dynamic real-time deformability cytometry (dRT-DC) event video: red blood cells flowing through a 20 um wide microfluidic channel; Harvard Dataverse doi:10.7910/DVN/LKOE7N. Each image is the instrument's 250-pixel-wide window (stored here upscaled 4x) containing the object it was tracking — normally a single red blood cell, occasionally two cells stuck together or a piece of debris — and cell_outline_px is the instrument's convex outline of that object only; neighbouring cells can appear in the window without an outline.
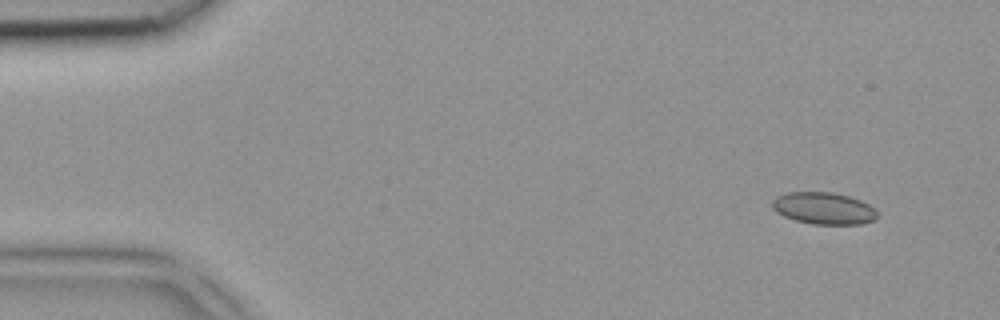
{"species": "common noctule bat (a hibernating species)", "species_latin": "Nyctalus noctula", "temperature_condition": "room temperature", "stored_images_in_passage": 3, "camera_frame_rate_fps": 3000, "um_per_image_px": 0.085, "animal": {"sex": "female", "body_mass_g": 18.4}, "frame": {"image": 1, "passage_image": 1, "time_ms": 0.0, "image_size_px": [1000, 320], "cell_outline_px": [[876, 220], [860, 224], [812, 224], [796, 220], [784, 216], [776, 212], [772, 208], [772, 200], [776, 196], [784, 192], [832, 192], [848, 196], [860, 200], [868, 204], [876, 212]], "centroid_in_image_um": [69.97, 17.7], "position_along_channel_um": 15.0, "area_um2": 19.54}}
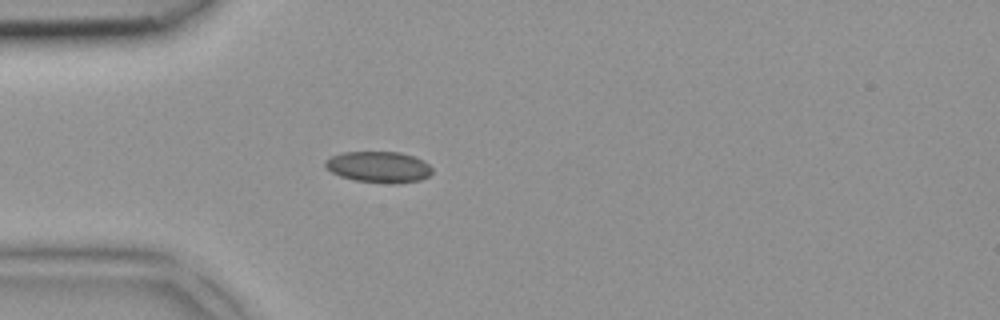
{"frame": {"image": 2, "passage_image": 3, "time_ms": 0.667, "image_size_px": [1000, 320], "cell_outline_px": [[432, 172], [428, 176], [420, 180], [396, 184], [392, 184], [356, 180], [340, 176], [332, 172], [324, 164], [324, 160], [340, 152], [400, 152], [424, 160], [432, 168]], "centroid_in_image_um": [32.2, 14.19], "position_along_channel_um": 52.8, "area_um2": 19.42}}